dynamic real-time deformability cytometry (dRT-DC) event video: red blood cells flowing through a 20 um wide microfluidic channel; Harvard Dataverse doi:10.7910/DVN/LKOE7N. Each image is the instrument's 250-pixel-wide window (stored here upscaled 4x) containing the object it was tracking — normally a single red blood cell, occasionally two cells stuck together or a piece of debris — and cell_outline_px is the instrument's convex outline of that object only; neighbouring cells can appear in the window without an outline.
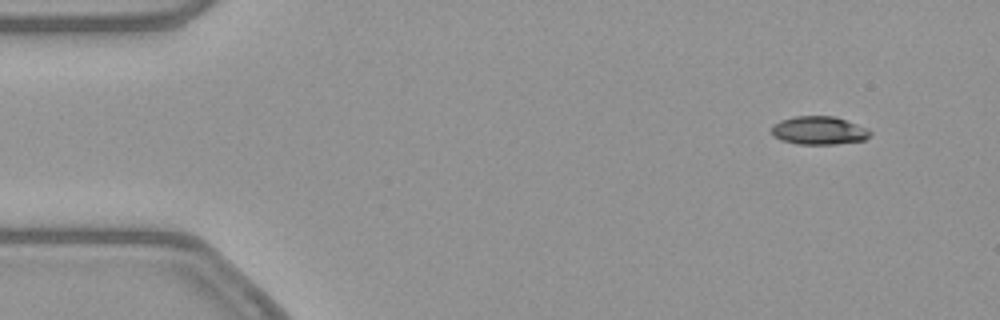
{"species": "common noctule bat (a hibernating species)", "species_latin": "Nyctalus noctula", "temperature_condition": "warm", "stored_images_in_passage": 15, "camera_frame_rate_fps": 3000, "um_per_image_px": 0.085, "animal": {"sex": "female", "body_mass_g": 21.9}, "frame": {"image": 1, "passage_image": 5, "time_ms": 1.333, "image_size_px": [1000, 320], "cell_outline_px": [[872, 132], [864, 140], [836, 144], [796, 144], [780, 140], [772, 136], [772, 124], [780, 120], [796, 116], [832, 116], [868, 128]], "centroid_in_image_um": [69.57, 11.1], "position_along_channel_um": 15.4, "area_um2": 16.24}}